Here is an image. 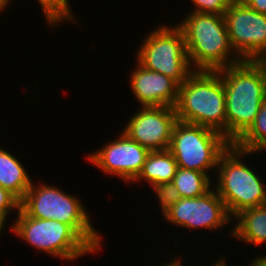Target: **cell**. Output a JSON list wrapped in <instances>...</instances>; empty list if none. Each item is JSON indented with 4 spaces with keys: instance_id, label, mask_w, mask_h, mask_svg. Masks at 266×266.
I'll return each mask as SVG.
<instances>
[{
    "instance_id": "83f0119b",
    "label": "cell",
    "mask_w": 266,
    "mask_h": 266,
    "mask_svg": "<svg viewBox=\"0 0 266 266\" xmlns=\"http://www.w3.org/2000/svg\"><path fill=\"white\" fill-rule=\"evenodd\" d=\"M6 222L7 220L0 214V235L2 234L1 232H3L2 230L6 226Z\"/></svg>"
},
{
    "instance_id": "ac0fdd59",
    "label": "cell",
    "mask_w": 266,
    "mask_h": 266,
    "mask_svg": "<svg viewBox=\"0 0 266 266\" xmlns=\"http://www.w3.org/2000/svg\"><path fill=\"white\" fill-rule=\"evenodd\" d=\"M234 145L249 152L266 150V100L261 104L254 123Z\"/></svg>"
},
{
    "instance_id": "277c9868",
    "label": "cell",
    "mask_w": 266,
    "mask_h": 266,
    "mask_svg": "<svg viewBox=\"0 0 266 266\" xmlns=\"http://www.w3.org/2000/svg\"><path fill=\"white\" fill-rule=\"evenodd\" d=\"M31 183L20 208L29 216L38 219L57 220L70 225L95 251L101 249V235L90 221L83 203L63 192L59 187L46 183Z\"/></svg>"
},
{
    "instance_id": "8fae6325",
    "label": "cell",
    "mask_w": 266,
    "mask_h": 266,
    "mask_svg": "<svg viewBox=\"0 0 266 266\" xmlns=\"http://www.w3.org/2000/svg\"><path fill=\"white\" fill-rule=\"evenodd\" d=\"M119 135L86 157L104 173L132 183L141 173L150 150L133 141L123 131Z\"/></svg>"
},
{
    "instance_id": "cb8c5ba5",
    "label": "cell",
    "mask_w": 266,
    "mask_h": 266,
    "mask_svg": "<svg viewBox=\"0 0 266 266\" xmlns=\"http://www.w3.org/2000/svg\"><path fill=\"white\" fill-rule=\"evenodd\" d=\"M249 266H266V255L254 257L253 261L249 263Z\"/></svg>"
},
{
    "instance_id": "3957f363",
    "label": "cell",
    "mask_w": 266,
    "mask_h": 266,
    "mask_svg": "<svg viewBox=\"0 0 266 266\" xmlns=\"http://www.w3.org/2000/svg\"><path fill=\"white\" fill-rule=\"evenodd\" d=\"M177 120L214 129L227 139L225 90L218 71L194 70L179 85Z\"/></svg>"
},
{
    "instance_id": "8992f818",
    "label": "cell",
    "mask_w": 266,
    "mask_h": 266,
    "mask_svg": "<svg viewBox=\"0 0 266 266\" xmlns=\"http://www.w3.org/2000/svg\"><path fill=\"white\" fill-rule=\"evenodd\" d=\"M11 230L22 239L53 257L76 260L95 250L68 224L57 220L29 217L21 208Z\"/></svg>"
},
{
    "instance_id": "7a4b0ae2",
    "label": "cell",
    "mask_w": 266,
    "mask_h": 266,
    "mask_svg": "<svg viewBox=\"0 0 266 266\" xmlns=\"http://www.w3.org/2000/svg\"><path fill=\"white\" fill-rule=\"evenodd\" d=\"M177 26L193 70L217 71L242 61L230 44L224 16L190 12Z\"/></svg>"
},
{
    "instance_id": "7c38bea8",
    "label": "cell",
    "mask_w": 266,
    "mask_h": 266,
    "mask_svg": "<svg viewBox=\"0 0 266 266\" xmlns=\"http://www.w3.org/2000/svg\"><path fill=\"white\" fill-rule=\"evenodd\" d=\"M132 116L122 130L124 133L150 151L169 149L173 127L178 121L173 107H141Z\"/></svg>"
},
{
    "instance_id": "d6986e66",
    "label": "cell",
    "mask_w": 266,
    "mask_h": 266,
    "mask_svg": "<svg viewBox=\"0 0 266 266\" xmlns=\"http://www.w3.org/2000/svg\"><path fill=\"white\" fill-rule=\"evenodd\" d=\"M43 10L48 25H61L64 20L73 21L75 17L69 6V0H37Z\"/></svg>"
},
{
    "instance_id": "d4e9b609",
    "label": "cell",
    "mask_w": 266,
    "mask_h": 266,
    "mask_svg": "<svg viewBox=\"0 0 266 266\" xmlns=\"http://www.w3.org/2000/svg\"><path fill=\"white\" fill-rule=\"evenodd\" d=\"M255 61L261 66L265 79V88H266V57L255 59Z\"/></svg>"
},
{
    "instance_id": "484cf974",
    "label": "cell",
    "mask_w": 266,
    "mask_h": 266,
    "mask_svg": "<svg viewBox=\"0 0 266 266\" xmlns=\"http://www.w3.org/2000/svg\"><path fill=\"white\" fill-rule=\"evenodd\" d=\"M181 261L182 260H178V258H175L174 260H171V261H169L170 263H164V265H160V266H182L181 265Z\"/></svg>"
},
{
    "instance_id": "30bf717a",
    "label": "cell",
    "mask_w": 266,
    "mask_h": 266,
    "mask_svg": "<svg viewBox=\"0 0 266 266\" xmlns=\"http://www.w3.org/2000/svg\"><path fill=\"white\" fill-rule=\"evenodd\" d=\"M171 225L189 229H221L232 218L217 191L210 189L202 196L180 198L164 215Z\"/></svg>"
},
{
    "instance_id": "5b68a950",
    "label": "cell",
    "mask_w": 266,
    "mask_h": 266,
    "mask_svg": "<svg viewBox=\"0 0 266 266\" xmlns=\"http://www.w3.org/2000/svg\"><path fill=\"white\" fill-rule=\"evenodd\" d=\"M255 154L237 148L234 144L220 155L217 164L215 190L223 200L231 218L244 209L266 204L264 182L255 171L242 162L241 158ZM218 171V172H217Z\"/></svg>"
},
{
    "instance_id": "603a6c76",
    "label": "cell",
    "mask_w": 266,
    "mask_h": 266,
    "mask_svg": "<svg viewBox=\"0 0 266 266\" xmlns=\"http://www.w3.org/2000/svg\"><path fill=\"white\" fill-rule=\"evenodd\" d=\"M243 1L250 9L266 14V0H241Z\"/></svg>"
},
{
    "instance_id": "ba28073f",
    "label": "cell",
    "mask_w": 266,
    "mask_h": 266,
    "mask_svg": "<svg viewBox=\"0 0 266 266\" xmlns=\"http://www.w3.org/2000/svg\"><path fill=\"white\" fill-rule=\"evenodd\" d=\"M138 49L137 62L144 68L171 77L181 85L194 71L182 30L161 25L149 32Z\"/></svg>"
},
{
    "instance_id": "9a60e30c",
    "label": "cell",
    "mask_w": 266,
    "mask_h": 266,
    "mask_svg": "<svg viewBox=\"0 0 266 266\" xmlns=\"http://www.w3.org/2000/svg\"><path fill=\"white\" fill-rule=\"evenodd\" d=\"M178 169L175 157L169 149L150 151L138 177L133 181H146L155 185L172 182Z\"/></svg>"
},
{
    "instance_id": "4316f807",
    "label": "cell",
    "mask_w": 266,
    "mask_h": 266,
    "mask_svg": "<svg viewBox=\"0 0 266 266\" xmlns=\"http://www.w3.org/2000/svg\"><path fill=\"white\" fill-rule=\"evenodd\" d=\"M9 2H11V0H0V13L4 11V9L6 10V7L10 5Z\"/></svg>"
},
{
    "instance_id": "44dd1931",
    "label": "cell",
    "mask_w": 266,
    "mask_h": 266,
    "mask_svg": "<svg viewBox=\"0 0 266 266\" xmlns=\"http://www.w3.org/2000/svg\"><path fill=\"white\" fill-rule=\"evenodd\" d=\"M233 0H191L194 9L191 12L218 14L224 16Z\"/></svg>"
},
{
    "instance_id": "6da1fadb",
    "label": "cell",
    "mask_w": 266,
    "mask_h": 266,
    "mask_svg": "<svg viewBox=\"0 0 266 266\" xmlns=\"http://www.w3.org/2000/svg\"><path fill=\"white\" fill-rule=\"evenodd\" d=\"M225 90L227 140L234 144L254 123L266 100L265 79L255 60L217 70Z\"/></svg>"
},
{
    "instance_id": "7402d4cb",
    "label": "cell",
    "mask_w": 266,
    "mask_h": 266,
    "mask_svg": "<svg viewBox=\"0 0 266 266\" xmlns=\"http://www.w3.org/2000/svg\"><path fill=\"white\" fill-rule=\"evenodd\" d=\"M10 210H20V200L9 190L0 186V214L7 220Z\"/></svg>"
},
{
    "instance_id": "ffe728a7",
    "label": "cell",
    "mask_w": 266,
    "mask_h": 266,
    "mask_svg": "<svg viewBox=\"0 0 266 266\" xmlns=\"http://www.w3.org/2000/svg\"><path fill=\"white\" fill-rule=\"evenodd\" d=\"M152 190L155 191V197L159 198L162 215L181 198L178 189L171 182L155 185Z\"/></svg>"
},
{
    "instance_id": "2e32d148",
    "label": "cell",
    "mask_w": 266,
    "mask_h": 266,
    "mask_svg": "<svg viewBox=\"0 0 266 266\" xmlns=\"http://www.w3.org/2000/svg\"><path fill=\"white\" fill-rule=\"evenodd\" d=\"M32 180L23 164L6 149L0 147V186L20 201L25 197Z\"/></svg>"
},
{
    "instance_id": "5bb4252c",
    "label": "cell",
    "mask_w": 266,
    "mask_h": 266,
    "mask_svg": "<svg viewBox=\"0 0 266 266\" xmlns=\"http://www.w3.org/2000/svg\"><path fill=\"white\" fill-rule=\"evenodd\" d=\"M232 219L237 221L231 231L235 238L254 246L266 243V204L244 209Z\"/></svg>"
},
{
    "instance_id": "e0dca14e",
    "label": "cell",
    "mask_w": 266,
    "mask_h": 266,
    "mask_svg": "<svg viewBox=\"0 0 266 266\" xmlns=\"http://www.w3.org/2000/svg\"><path fill=\"white\" fill-rule=\"evenodd\" d=\"M206 173L178 167L172 184L178 189L181 198H195L204 195L212 187Z\"/></svg>"
},
{
    "instance_id": "f1b7e54d",
    "label": "cell",
    "mask_w": 266,
    "mask_h": 266,
    "mask_svg": "<svg viewBox=\"0 0 266 266\" xmlns=\"http://www.w3.org/2000/svg\"><path fill=\"white\" fill-rule=\"evenodd\" d=\"M216 262V266H226V258L223 259V257L221 259H218V261H215Z\"/></svg>"
},
{
    "instance_id": "4fadbf2b",
    "label": "cell",
    "mask_w": 266,
    "mask_h": 266,
    "mask_svg": "<svg viewBox=\"0 0 266 266\" xmlns=\"http://www.w3.org/2000/svg\"><path fill=\"white\" fill-rule=\"evenodd\" d=\"M132 93L141 107L176 105L179 84L171 77L151 71L137 62V67L130 74Z\"/></svg>"
},
{
    "instance_id": "9c48e42d",
    "label": "cell",
    "mask_w": 266,
    "mask_h": 266,
    "mask_svg": "<svg viewBox=\"0 0 266 266\" xmlns=\"http://www.w3.org/2000/svg\"><path fill=\"white\" fill-rule=\"evenodd\" d=\"M230 44L242 60L266 57V14L233 0L224 14Z\"/></svg>"
},
{
    "instance_id": "52a82bcc",
    "label": "cell",
    "mask_w": 266,
    "mask_h": 266,
    "mask_svg": "<svg viewBox=\"0 0 266 266\" xmlns=\"http://www.w3.org/2000/svg\"><path fill=\"white\" fill-rule=\"evenodd\" d=\"M224 135L214 129L177 121L169 150L178 167L206 173L217 170L220 155L230 146Z\"/></svg>"
}]
</instances>
